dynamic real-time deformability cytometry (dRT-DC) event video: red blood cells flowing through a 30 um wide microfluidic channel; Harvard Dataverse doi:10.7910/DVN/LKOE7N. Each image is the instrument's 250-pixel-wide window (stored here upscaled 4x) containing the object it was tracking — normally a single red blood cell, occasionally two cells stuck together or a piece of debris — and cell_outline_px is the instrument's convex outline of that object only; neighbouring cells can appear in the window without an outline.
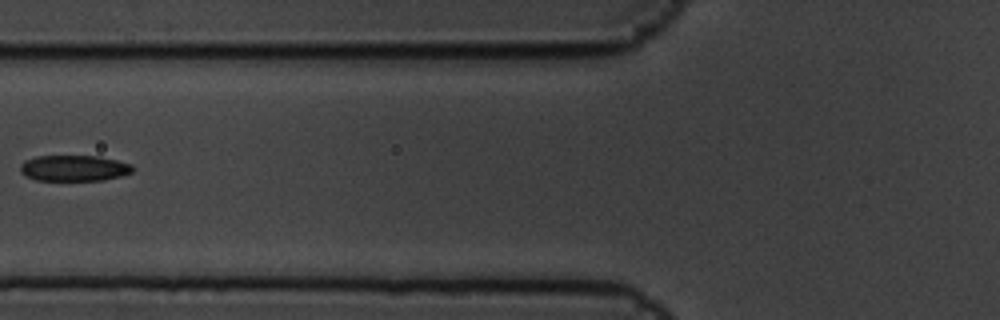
{"species": "common noctule bat (a hibernating species)", "species_latin": "Nyctalus noctula", "temperature_condition": "cold", "stored_images_in_passage": 12, "camera_frame_rate_fps": 3000, "um_per_image_px": 0.085, "animal": {"sex": "male", "body_mass_g": 19.5, "forearm_length_mm": 54.6}, "frame": {"image": 1, "passage_image": 7, "time_ms": 2.0, "image_size_px": [1000, 320], "cell_outline_px": [[132, 172], [120, 176], [104, 180], [36, 180], [24, 176], [20, 172], [20, 164], [24, 160], [36, 156], [100, 156], [132, 164]], "centroid_in_image_um": [6.25, 14.29], "position_along_channel_um": 119.5, "area_um2": 17.05}}
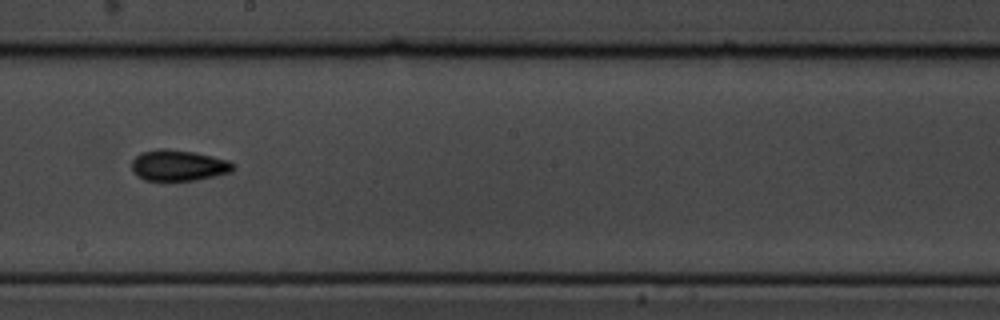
{"frame": {"image": 2, "passage_image": 10, "time_ms": 3.0, "image_size_px": [1000, 320], "cell_outline_px": [[236, 164], [232, 172], [216, 176], [196, 180], [144, 180], [136, 176], [132, 172], [132, 160], [140, 152], [160, 148], [196, 152], [228, 160]], "centroid_in_image_um": [15.17, 14.06], "position_along_channel_um": 233.0, "area_um2": 18.5}}
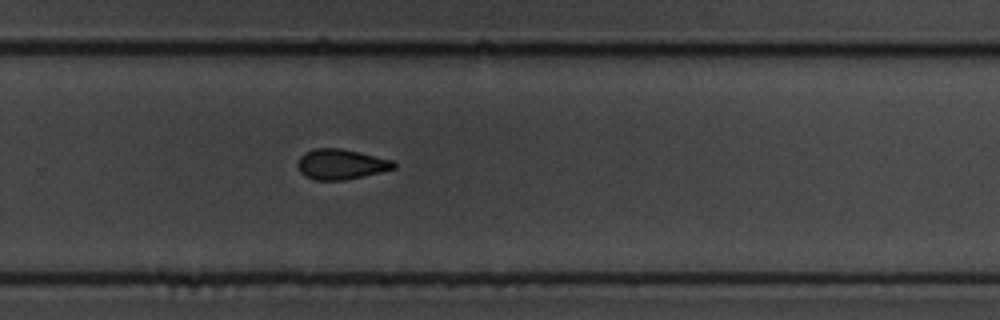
{"frame": {"image": 3, "passage_image": 12, "time_ms": 3.667, "image_size_px": [1000, 320], "cell_outline_px": [[396, 168], [380, 172], [344, 180], [316, 180], [304, 176], [300, 172], [296, 164], [300, 156], [304, 152], [316, 148], [340, 148], [392, 160], [396, 164]], "centroid_in_image_um": [28.94, 13.96], "position_along_channel_um": 300.9, "area_um2": 16.88}}